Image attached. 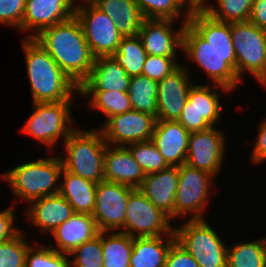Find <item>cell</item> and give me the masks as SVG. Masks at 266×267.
I'll list each match as a JSON object with an SVG mask.
<instances>
[{
    "mask_svg": "<svg viewBox=\"0 0 266 267\" xmlns=\"http://www.w3.org/2000/svg\"><path fill=\"white\" fill-rule=\"evenodd\" d=\"M69 256L70 267H103L101 231L89 241L74 249Z\"/></svg>",
    "mask_w": 266,
    "mask_h": 267,
    "instance_id": "cell-37",
    "label": "cell"
},
{
    "mask_svg": "<svg viewBox=\"0 0 266 267\" xmlns=\"http://www.w3.org/2000/svg\"><path fill=\"white\" fill-rule=\"evenodd\" d=\"M75 8L76 0H26L21 32L33 33L24 38H34L43 29L69 20Z\"/></svg>",
    "mask_w": 266,
    "mask_h": 267,
    "instance_id": "cell-16",
    "label": "cell"
},
{
    "mask_svg": "<svg viewBox=\"0 0 266 267\" xmlns=\"http://www.w3.org/2000/svg\"><path fill=\"white\" fill-rule=\"evenodd\" d=\"M182 52L205 71L213 84L233 91L241 82L236 73L231 23L215 20L206 12L190 14Z\"/></svg>",
    "mask_w": 266,
    "mask_h": 267,
    "instance_id": "cell-1",
    "label": "cell"
},
{
    "mask_svg": "<svg viewBox=\"0 0 266 267\" xmlns=\"http://www.w3.org/2000/svg\"><path fill=\"white\" fill-rule=\"evenodd\" d=\"M28 206L26 218L43 233L52 234L75 213L73 207L60 194L33 200Z\"/></svg>",
    "mask_w": 266,
    "mask_h": 267,
    "instance_id": "cell-22",
    "label": "cell"
},
{
    "mask_svg": "<svg viewBox=\"0 0 266 267\" xmlns=\"http://www.w3.org/2000/svg\"><path fill=\"white\" fill-rule=\"evenodd\" d=\"M135 2L145 19H169L174 21L180 19L183 20V23L189 21L190 15L176 0H135Z\"/></svg>",
    "mask_w": 266,
    "mask_h": 267,
    "instance_id": "cell-34",
    "label": "cell"
},
{
    "mask_svg": "<svg viewBox=\"0 0 266 267\" xmlns=\"http://www.w3.org/2000/svg\"><path fill=\"white\" fill-rule=\"evenodd\" d=\"M72 102L33 103V111L23 126L22 132L44 143L48 148L56 147L58 140L62 138L65 142L76 129L73 125L76 120L71 114Z\"/></svg>",
    "mask_w": 266,
    "mask_h": 267,
    "instance_id": "cell-7",
    "label": "cell"
},
{
    "mask_svg": "<svg viewBox=\"0 0 266 267\" xmlns=\"http://www.w3.org/2000/svg\"><path fill=\"white\" fill-rule=\"evenodd\" d=\"M145 175L126 146L107 144L104 153V181L138 189Z\"/></svg>",
    "mask_w": 266,
    "mask_h": 267,
    "instance_id": "cell-20",
    "label": "cell"
},
{
    "mask_svg": "<svg viewBox=\"0 0 266 267\" xmlns=\"http://www.w3.org/2000/svg\"><path fill=\"white\" fill-rule=\"evenodd\" d=\"M216 232L205 219H187L180 227H174L176 241L200 267H227L228 245Z\"/></svg>",
    "mask_w": 266,
    "mask_h": 267,
    "instance_id": "cell-6",
    "label": "cell"
},
{
    "mask_svg": "<svg viewBox=\"0 0 266 267\" xmlns=\"http://www.w3.org/2000/svg\"><path fill=\"white\" fill-rule=\"evenodd\" d=\"M103 267H130L133 238L126 233L101 232Z\"/></svg>",
    "mask_w": 266,
    "mask_h": 267,
    "instance_id": "cell-28",
    "label": "cell"
},
{
    "mask_svg": "<svg viewBox=\"0 0 266 267\" xmlns=\"http://www.w3.org/2000/svg\"><path fill=\"white\" fill-rule=\"evenodd\" d=\"M175 22L169 19H144L138 37L147 55L176 57V50L182 52L186 23L182 22L180 28L174 30Z\"/></svg>",
    "mask_w": 266,
    "mask_h": 267,
    "instance_id": "cell-17",
    "label": "cell"
},
{
    "mask_svg": "<svg viewBox=\"0 0 266 267\" xmlns=\"http://www.w3.org/2000/svg\"><path fill=\"white\" fill-rule=\"evenodd\" d=\"M31 245L22 231L11 240L0 243V267H25Z\"/></svg>",
    "mask_w": 266,
    "mask_h": 267,
    "instance_id": "cell-38",
    "label": "cell"
},
{
    "mask_svg": "<svg viewBox=\"0 0 266 267\" xmlns=\"http://www.w3.org/2000/svg\"><path fill=\"white\" fill-rule=\"evenodd\" d=\"M130 77L141 75L147 57L141 39L137 36L123 37L118 51L111 56Z\"/></svg>",
    "mask_w": 266,
    "mask_h": 267,
    "instance_id": "cell-32",
    "label": "cell"
},
{
    "mask_svg": "<svg viewBox=\"0 0 266 267\" xmlns=\"http://www.w3.org/2000/svg\"><path fill=\"white\" fill-rule=\"evenodd\" d=\"M134 188L107 181L96 185V201L92 214L101 232H123L127 201ZM121 229V230H120Z\"/></svg>",
    "mask_w": 266,
    "mask_h": 267,
    "instance_id": "cell-13",
    "label": "cell"
},
{
    "mask_svg": "<svg viewBox=\"0 0 266 267\" xmlns=\"http://www.w3.org/2000/svg\"><path fill=\"white\" fill-rule=\"evenodd\" d=\"M179 5L190 15L206 12L210 0H176Z\"/></svg>",
    "mask_w": 266,
    "mask_h": 267,
    "instance_id": "cell-45",
    "label": "cell"
},
{
    "mask_svg": "<svg viewBox=\"0 0 266 267\" xmlns=\"http://www.w3.org/2000/svg\"><path fill=\"white\" fill-rule=\"evenodd\" d=\"M33 39L78 86L89 76L95 57L76 16L43 29Z\"/></svg>",
    "mask_w": 266,
    "mask_h": 267,
    "instance_id": "cell-2",
    "label": "cell"
},
{
    "mask_svg": "<svg viewBox=\"0 0 266 267\" xmlns=\"http://www.w3.org/2000/svg\"><path fill=\"white\" fill-rule=\"evenodd\" d=\"M34 242L27 251L25 267H70V256L55 251L51 246ZM35 245V246H34Z\"/></svg>",
    "mask_w": 266,
    "mask_h": 267,
    "instance_id": "cell-36",
    "label": "cell"
},
{
    "mask_svg": "<svg viewBox=\"0 0 266 267\" xmlns=\"http://www.w3.org/2000/svg\"><path fill=\"white\" fill-rule=\"evenodd\" d=\"M207 83L198 85L194 83L188 93L187 101L177 121L189 132L205 130L210 126H216L221 118L222 104L217 91H231L221 85Z\"/></svg>",
    "mask_w": 266,
    "mask_h": 267,
    "instance_id": "cell-11",
    "label": "cell"
},
{
    "mask_svg": "<svg viewBox=\"0 0 266 267\" xmlns=\"http://www.w3.org/2000/svg\"><path fill=\"white\" fill-rule=\"evenodd\" d=\"M186 66L181 64L158 82L156 120H177L180 117L189 90L195 83Z\"/></svg>",
    "mask_w": 266,
    "mask_h": 267,
    "instance_id": "cell-18",
    "label": "cell"
},
{
    "mask_svg": "<svg viewBox=\"0 0 266 267\" xmlns=\"http://www.w3.org/2000/svg\"><path fill=\"white\" fill-rule=\"evenodd\" d=\"M215 1L216 3L212 5L209 3L206 10V13L209 14L213 19L226 23L249 21L254 0Z\"/></svg>",
    "mask_w": 266,
    "mask_h": 267,
    "instance_id": "cell-33",
    "label": "cell"
},
{
    "mask_svg": "<svg viewBox=\"0 0 266 267\" xmlns=\"http://www.w3.org/2000/svg\"><path fill=\"white\" fill-rule=\"evenodd\" d=\"M189 132L177 120H156L151 141L169 167L185 164Z\"/></svg>",
    "mask_w": 266,
    "mask_h": 267,
    "instance_id": "cell-19",
    "label": "cell"
},
{
    "mask_svg": "<svg viewBox=\"0 0 266 267\" xmlns=\"http://www.w3.org/2000/svg\"><path fill=\"white\" fill-rule=\"evenodd\" d=\"M26 0H0V24L21 30Z\"/></svg>",
    "mask_w": 266,
    "mask_h": 267,
    "instance_id": "cell-40",
    "label": "cell"
},
{
    "mask_svg": "<svg viewBox=\"0 0 266 267\" xmlns=\"http://www.w3.org/2000/svg\"><path fill=\"white\" fill-rule=\"evenodd\" d=\"M78 94L82 95L83 98H89L90 106L106 115L104 121L110 117L132 110L127 92H120L116 90L79 91Z\"/></svg>",
    "mask_w": 266,
    "mask_h": 267,
    "instance_id": "cell-31",
    "label": "cell"
},
{
    "mask_svg": "<svg viewBox=\"0 0 266 267\" xmlns=\"http://www.w3.org/2000/svg\"><path fill=\"white\" fill-rule=\"evenodd\" d=\"M155 123L153 115L130 110L108 118L99 129L107 144L128 146L151 140Z\"/></svg>",
    "mask_w": 266,
    "mask_h": 267,
    "instance_id": "cell-15",
    "label": "cell"
},
{
    "mask_svg": "<svg viewBox=\"0 0 266 267\" xmlns=\"http://www.w3.org/2000/svg\"><path fill=\"white\" fill-rule=\"evenodd\" d=\"M231 36L236 55V73L241 81L249 72L266 87V33L250 21L231 23Z\"/></svg>",
    "mask_w": 266,
    "mask_h": 267,
    "instance_id": "cell-8",
    "label": "cell"
},
{
    "mask_svg": "<svg viewBox=\"0 0 266 267\" xmlns=\"http://www.w3.org/2000/svg\"><path fill=\"white\" fill-rule=\"evenodd\" d=\"M63 144L65 156L60 157L63 169L94 183L104 181V153L107 142L100 129L77 128Z\"/></svg>",
    "mask_w": 266,
    "mask_h": 267,
    "instance_id": "cell-5",
    "label": "cell"
},
{
    "mask_svg": "<svg viewBox=\"0 0 266 267\" xmlns=\"http://www.w3.org/2000/svg\"><path fill=\"white\" fill-rule=\"evenodd\" d=\"M96 221L90 214L74 213L67 221L59 225L51 234L56 241L52 249L70 254L78 246L99 234Z\"/></svg>",
    "mask_w": 266,
    "mask_h": 267,
    "instance_id": "cell-23",
    "label": "cell"
},
{
    "mask_svg": "<svg viewBox=\"0 0 266 267\" xmlns=\"http://www.w3.org/2000/svg\"><path fill=\"white\" fill-rule=\"evenodd\" d=\"M63 175V176H62ZM59 194L73 207L75 213L92 215L96 201V185L65 169L62 170Z\"/></svg>",
    "mask_w": 266,
    "mask_h": 267,
    "instance_id": "cell-26",
    "label": "cell"
},
{
    "mask_svg": "<svg viewBox=\"0 0 266 267\" xmlns=\"http://www.w3.org/2000/svg\"><path fill=\"white\" fill-rule=\"evenodd\" d=\"M175 58L177 57L147 55L141 74L159 82L182 64Z\"/></svg>",
    "mask_w": 266,
    "mask_h": 267,
    "instance_id": "cell-39",
    "label": "cell"
},
{
    "mask_svg": "<svg viewBox=\"0 0 266 267\" xmlns=\"http://www.w3.org/2000/svg\"><path fill=\"white\" fill-rule=\"evenodd\" d=\"M227 267H266V237L229 245Z\"/></svg>",
    "mask_w": 266,
    "mask_h": 267,
    "instance_id": "cell-29",
    "label": "cell"
},
{
    "mask_svg": "<svg viewBox=\"0 0 266 267\" xmlns=\"http://www.w3.org/2000/svg\"><path fill=\"white\" fill-rule=\"evenodd\" d=\"M32 103L73 101L79 86L33 38H23Z\"/></svg>",
    "mask_w": 266,
    "mask_h": 267,
    "instance_id": "cell-3",
    "label": "cell"
},
{
    "mask_svg": "<svg viewBox=\"0 0 266 267\" xmlns=\"http://www.w3.org/2000/svg\"><path fill=\"white\" fill-rule=\"evenodd\" d=\"M130 76L111 56L97 57L89 76L79 86V91L127 92Z\"/></svg>",
    "mask_w": 266,
    "mask_h": 267,
    "instance_id": "cell-24",
    "label": "cell"
},
{
    "mask_svg": "<svg viewBox=\"0 0 266 267\" xmlns=\"http://www.w3.org/2000/svg\"><path fill=\"white\" fill-rule=\"evenodd\" d=\"M79 2L76 4L75 16L81 23L93 56L95 58L112 56L118 51L123 36L113 20L90 0Z\"/></svg>",
    "mask_w": 266,
    "mask_h": 267,
    "instance_id": "cell-10",
    "label": "cell"
},
{
    "mask_svg": "<svg viewBox=\"0 0 266 267\" xmlns=\"http://www.w3.org/2000/svg\"><path fill=\"white\" fill-rule=\"evenodd\" d=\"M164 267H200L190 253L176 240L171 244Z\"/></svg>",
    "mask_w": 266,
    "mask_h": 267,
    "instance_id": "cell-41",
    "label": "cell"
},
{
    "mask_svg": "<svg viewBox=\"0 0 266 267\" xmlns=\"http://www.w3.org/2000/svg\"><path fill=\"white\" fill-rule=\"evenodd\" d=\"M178 186L174 202V219H205L203 216L209 204L214 175L192 168L187 164L178 167ZM186 216V217H185Z\"/></svg>",
    "mask_w": 266,
    "mask_h": 267,
    "instance_id": "cell-9",
    "label": "cell"
},
{
    "mask_svg": "<svg viewBox=\"0 0 266 267\" xmlns=\"http://www.w3.org/2000/svg\"><path fill=\"white\" fill-rule=\"evenodd\" d=\"M126 147L145 174L159 172L169 167L151 140L133 143Z\"/></svg>",
    "mask_w": 266,
    "mask_h": 267,
    "instance_id": "cell-35",
    "label": "cell"
},
{
    "mask_svg": "<svg viewBox=\"0 0 266 267\" xmlns=\"http://www.w3.org/2000/svg\"><path fill=\"white\" fill-rule=\"evenodd\" d=\"M257 131L256 141L250 157L253 164H260L266 161V118L260 121Z\"/></svg>",
    "mask_w": 266,
    "mask_h": 267,
    "instance_id": "cell-43",
    "label": "cell"
},
{
    "mask_svg": "<svg viewBox=\"0 0 266 267\" xmlns=\"http://www.w3.org/2000/svg\"><path fill=\"white\" fill-rule=\"evenodd\" d=\"M98 9L108 15L123 37L137 36L144 16L135 0H90Z\"/></svg>",
    "mask_w": 266,
    "mask_h": 267,
    "instance_id": "cell-25",
    "label": "cell"
},
{
    "mask_svg": "<svg viewBox=\"0 0 266 267\" xmlns=\"http://www.w3.org/2000/svg\"><path fill=\"white\" fill-rule=\"evenodd\" d=\"M127 93L132 110L147 113L156 118L158 82L142 74L131 77Z\"/></svg>",
    "mask_w": 266,
    "mask_h": 267,
    "instance_id": "cell-30",
    "label": "cell"
},
{
    "mask_svg": "<svg viewBox=\"0 0 266 267\" xmlns=\"http://www.w3.org/2000/svg\"><path fill=\"white\" fill-rule=\"evenodd\" d=\"M225 135L216 126L190 133L185 164L216 175L225 159Z\"/></svg>",
    "mask_w": 266,
    "mask_h": 267,
    "instance_id": "cell-14",
    "label": "cell"
},
{
    "mask_svg": "<svg viewBox=\"0 0 266 267\" xmlns=\"http://www.w3.org/2000/svg\"><path fill=\"white\" fill-rule=\"evenodd\" d=\"M178 167H168L159 172L146 174L138 188L150 202L174 219V202L178 186Z\"/></svg>",
    "mask_w": 266,
    "mask_h": 267,
    "instance_id": "cell-21",
    "label": "cell"
},
{
    "mask_svg": "<svg viewBox=\"0 0 266 267\" xmlns=\"http://www.w3.org/2000/svg\"><path fill=\"white\" fill-rule=\"evenodd\" d=\"M14 221V206H9L0 212V243L11 240L21 232L20 228L14 226Z\"/></svg>",
    "mask_w": 266,
    "mask_h": 267,
    "instance_id": "cell-42",
    "label": "cell"
},
{
    "mask_svg": "<svg viewBox=\"0 0 266 267\" xmlns=\"http://www.w3.org/2000/svg\"><path fill=\"white\" fill-rule=\"evenodd\" d=\"M176 236L133 238L130 267H164L171 244Z\"/></svg>",
    "mask_w": 266,
    "mask_h": 267,
    "instance_id": "cell-27",
    "label": "cell"
},
{
    "mask_svg": "<svg viewBox=\"0 0 266 267\" xmlns=\"http://www.w3.org/2000/svg\"><path fill=\"white\" fill-rule=\"evenodd\" d=\"M249 21L261 29H266V1H253Z\"/></svg>",
    "mask_w": 266,
    "mask_h": 267,
    "instance_id": "cell-44",
    "label": "cell"
},
{
    "mask_svg": "<svg viewBox=\"0 0 266 267\" xmlns=\"http://www.w3.org/2000/svg\"><path fill=\"white\" fill-rule=\"evenodd\" d=\"M172 220L138 189L128 198L123 233L136 237L175 236Z\"/></svg>",
    "mask_w": 266,
    "mask_h": 267,
    "instance_id": "cell-12",
    "label": "cell"
},
{
    "mask_svg": "<svg viewBox=\"0 0 266 267\" xmlns=\"http://www.w3.org/2000/svg\"><path fill=\"white\" fill-rule=\"evenodd\" d=\"M62 170L60 156L56 155L25 162L2 176L10 185L13 195L29 204L44 196L59 194Z\"/></svg>",
    "mask_w": 266,
    "mask_h": 267,
    "instance_id": "cell-4",
    "label": "cell"
}]
</instances>
